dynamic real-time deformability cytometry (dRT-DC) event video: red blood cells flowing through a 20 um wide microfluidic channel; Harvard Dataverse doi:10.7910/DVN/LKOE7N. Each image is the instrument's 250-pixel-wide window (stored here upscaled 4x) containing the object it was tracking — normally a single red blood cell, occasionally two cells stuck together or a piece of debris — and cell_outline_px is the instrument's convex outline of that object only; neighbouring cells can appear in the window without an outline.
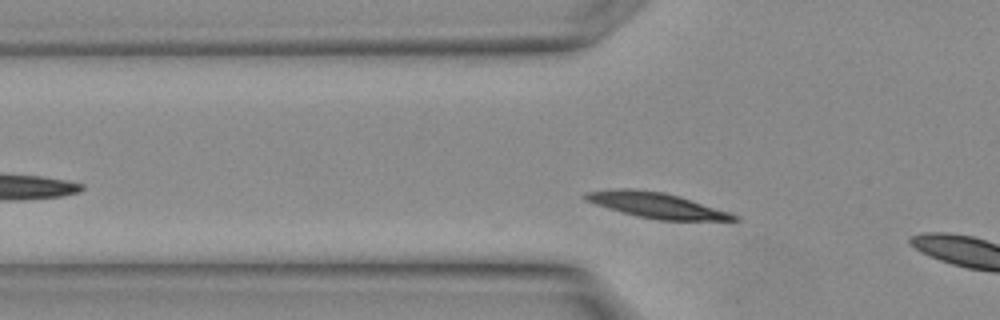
{"species": "Egyptian fruit bat (a non-hibernating species)", "species_latin": "Rousettus aegyptiacus", "temperature_condition": "warm", "stored_images_in_passage": 3, "camera_frame_rate_fps": 3000, "um_per_image_px": 0.085, "animal": {"sex": "female"}, "frame": {"image": 1, "passage_image": 2, "time_ms": 0.333, "image_size_px": [1000, 320], "cell_outline_px": [[740, 220], [656, 220], [636, 216], [608, 208], [584, 200], [580, 196], [588, 192], [612, 188], [632, 188], [664, 192], [680, 196], [740, 216]], "centroid_in_image_um": [55.75, 17.44], "position_along_channel_um": 70.0, "area_um2": 22.02}}